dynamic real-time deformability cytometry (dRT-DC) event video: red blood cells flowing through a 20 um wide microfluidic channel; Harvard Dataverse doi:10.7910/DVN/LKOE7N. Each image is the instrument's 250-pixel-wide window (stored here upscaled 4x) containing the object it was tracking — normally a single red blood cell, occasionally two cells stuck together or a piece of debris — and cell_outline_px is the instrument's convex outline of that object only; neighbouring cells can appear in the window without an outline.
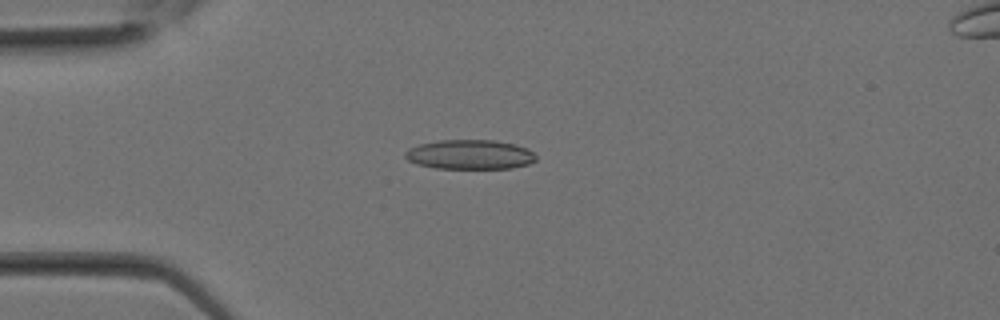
{"species": "Egyptian fruit bat (a non-hibernating species)", "species_latin": "Rousettus aegyptiacus", "temperature_condition": "room temperature", "stored_images_in_passage": 9, "camera_frame_rate_fps": 3000, "um_per_image_px": 0.085, "animal": {"sex": "female"}, "frame": {"image": 1, "passage_image": 6, "time_ms": 1.667, "image_size_px": [1000, 320], "cell_outline_px": [[536, 160], [528, 164], [512, 168], [436, 168], [416, 164], [408, 160], [404, 156], [404, 152], [408, 148], [420, 144], [440, 140], [496, 140], [516, 144], [528, 148], [536, 156]], "centroid_in_image_um": [39.94, 13.13], "position_along_channel_um": 45.1, "area_um2": 22.6}}
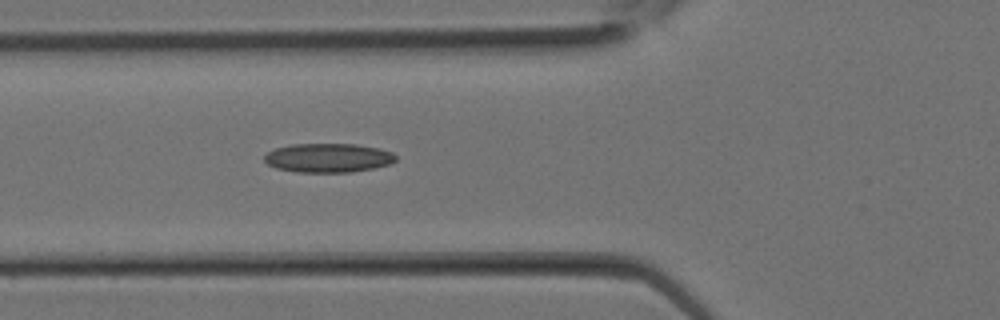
{"frame": {"image": 2, "passage_image": 9, "time_ms": 2.667, "image_size_px": [1000, 320], "cell_outline_px": [[396, 160], [388, 164], [372, 168], [352, 172], [296, 172], [276, 168], [268, 164], [264, 160], [264, 156], [268, 152], [276, 148], [292, 144], [356, 144], [380, 148], [392, 152], [396, 156]], "centroid_in_image_um": [27.89, 13.41], "position_along_channel_um": 97.9, "area_um2": 22.2}}